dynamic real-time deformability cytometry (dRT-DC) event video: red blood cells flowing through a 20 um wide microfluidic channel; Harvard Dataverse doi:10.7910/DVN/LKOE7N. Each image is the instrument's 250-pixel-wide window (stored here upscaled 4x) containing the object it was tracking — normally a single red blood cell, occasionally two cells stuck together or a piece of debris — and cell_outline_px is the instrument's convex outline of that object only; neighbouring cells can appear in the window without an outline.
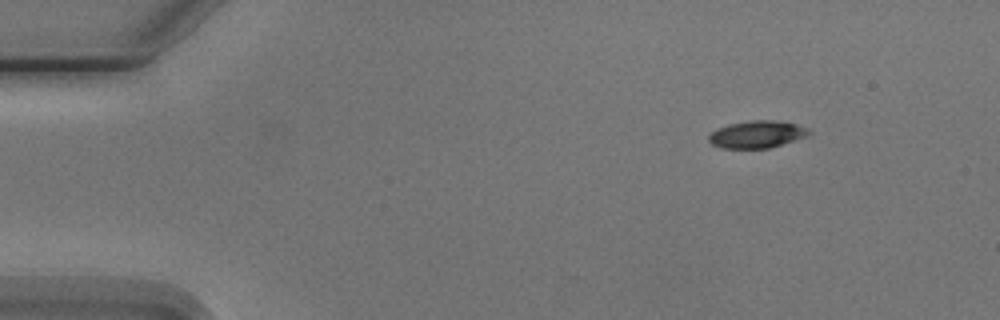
{"species": "Egyptian fruit bat (a non-hibernating species)", "species_latin": "Rousettus aegyptiacus", "temperature_condition": "cold", "stored_images_in_passage": 8, "camera_frame_rate_fps": 3000, "um_per_image_px": 0.085, "animal": {"sex": "male"}, "frame": {"image": 1, "passage_image": 1, "time_ms": 0.0, "image_size_px": [1000, 320], "cell_outline_px": [[812, 132], [808, 136], [768, 148], [720, 148], [712, 144], [708, 140], [708, 136], [716, 128], [728, 124], [752, 120], [776, 120], [796, 124], [808, 128]], "centroid_in_image_um": [64.34, 11.41], "position_along_channel_um": 20.7, "area_um2": 15.95}}
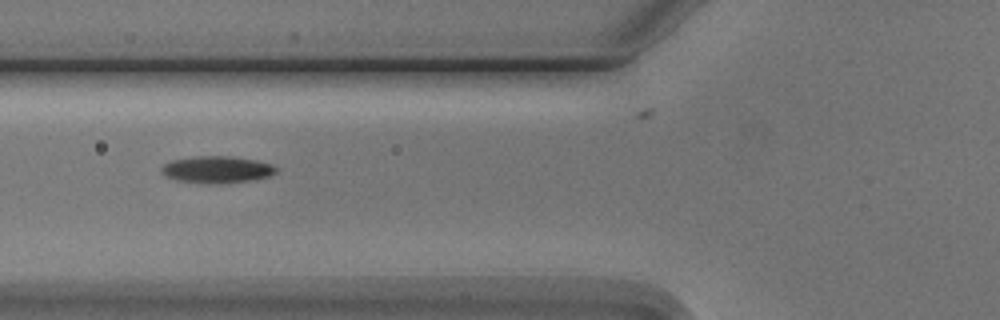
{"frame": {"image": 2, "passage_image": 5, "time_ms": 4.667, "image_size_px": [1000, 320], "cell_outline_px": [[276, 172], [272, 176], [252, 180], [220, 184], [212, 184], [176, 180], [164, 176], [160, 172], [160, 168], [164, 164], [172, 160], [196, 156], [228, 156], [256, 160], [272, 164], [276, 168]], "centroid_in_image_um": [18.42, 14.42], "position_along_channel_um": 107.4, "area_um2": 18.15}}
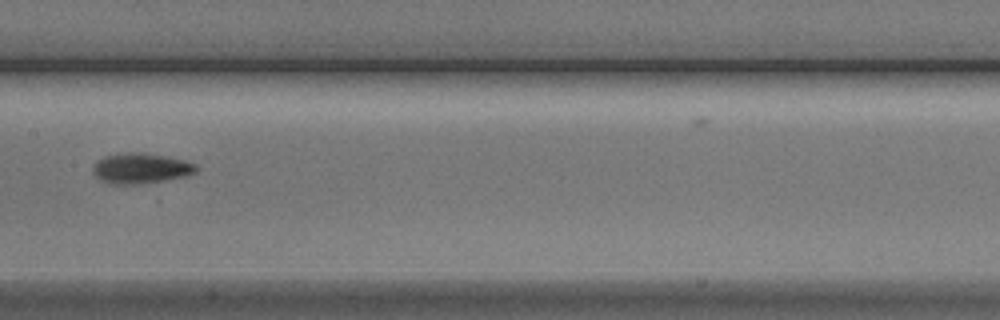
{"frame": {"image": 3, "passage_image": 7, "time_ms": 7.0, "image_size_px": [1000, 320], "cell_outline_px": [[196, 172], [188, 176], [140, 184], [108, 184], [100, 180], [92, 172], [92, 168], [96, 160], [104, 156], [128, 152], [140, 152], [180, 160], [196, 164]], "centroid_in_image_um": [11.9, 14.32], "position_along_channel_um": 195.5, "area_um2": 18.15}}